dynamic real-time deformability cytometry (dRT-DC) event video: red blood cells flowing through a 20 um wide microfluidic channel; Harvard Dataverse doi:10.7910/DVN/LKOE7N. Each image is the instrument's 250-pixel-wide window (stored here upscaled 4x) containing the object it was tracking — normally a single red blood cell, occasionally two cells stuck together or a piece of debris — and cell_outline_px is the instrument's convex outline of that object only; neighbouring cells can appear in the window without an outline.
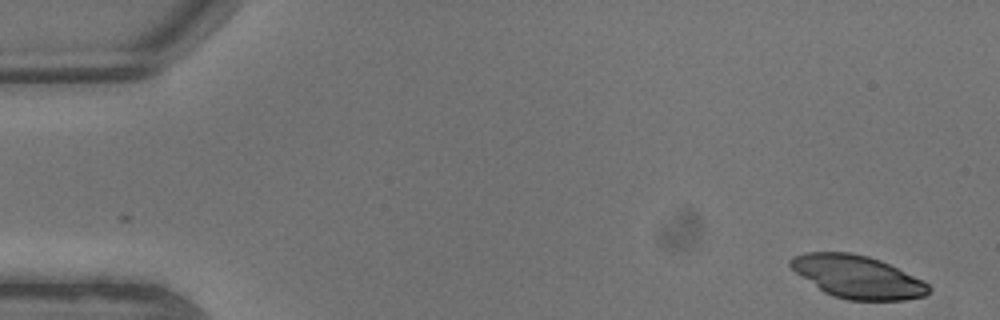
{"species": "common noctule bat (a hibernating species)", "species_latin": "Nyctalus noctula", "temperature_condition": "warm", "stored_images_in_passage": 6, "camera_frame_rate_fps": 3000, "um_per_image_px": 0.085, "animal": {"sex": "male", "body_mass_g": 13.3}, "frame": {"image": 1, "passage_image": 1, "time_ms": 0.0, "image_size_px": [1000, 320], "cell_outline_px": [[932, 288], [924, 296], [904, 300], [848, 300], [832, 296], [824, 292], [796, 272], [788, 264], [788, 260], [792, 256], [804, 252], [848, 252], [868, 256], [880, 260], [924, 280]], "centroid_in_image_um": [72.88, 23.52], "position_along_channel_um": 12.1, "area_um2": 34.39}}
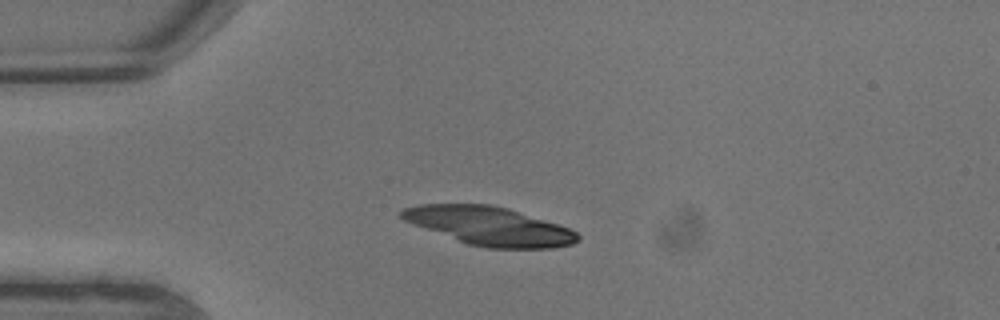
{"frame": {"image": 2, "passage_image": 5, "time_ms": 1.333, "image_size_px": [1000, 320], "cell_outline_px": [[580, 240], [572, 244], [552, 248], [488, 248], [468, 244], [412, 224], [404, 220], [400, 216], [400, 212], [404, 208], [420, 204], [492, 204], [508, 208], [568, 228], [576, 232], [580, 236]], "centroid_in_image_um": [41.58, 19.21], "position_along_channel_um": 43.4, "area_um2": 39.19}}